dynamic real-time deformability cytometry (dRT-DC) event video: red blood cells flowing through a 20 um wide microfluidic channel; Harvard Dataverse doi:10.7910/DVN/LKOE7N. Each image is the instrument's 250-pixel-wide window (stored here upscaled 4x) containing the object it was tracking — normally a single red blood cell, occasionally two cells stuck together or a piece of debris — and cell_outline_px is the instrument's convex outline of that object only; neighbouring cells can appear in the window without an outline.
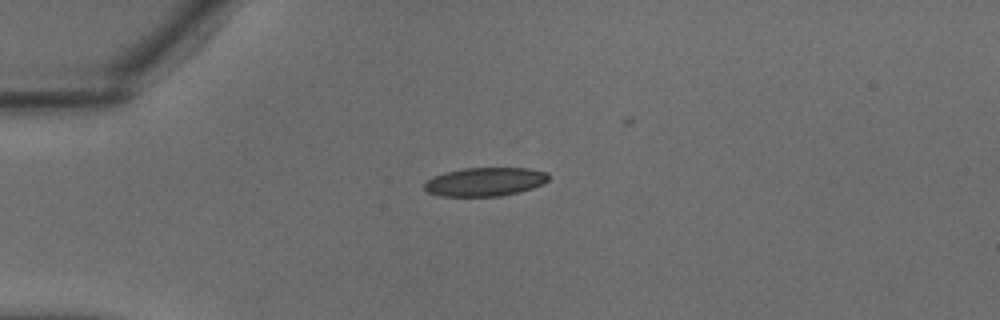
{"species": "common noctule bat (a hibernating species)", "species_latin": "Nyctalus noctula", "temperature_condition": "warm", "stored_images_in_passage": 10, "camera_frame_rate_fps": 3000, "um_per_image_px": 0.085, "animal": {"sex": "male", "body_mass_g": 18.8}, "frame": {"image": 1, "passage_image": 1, "time_ms": 0.0, "image_size_px": [1000, 320], "cell_outline_px": [[548, 180], [544, 184], [532, 188], [500, 196], [440, 196], [428, 192], [424, 188], [424, 184], [428, 180], [444, 172], [464, 168], [528, 168], [548, 172]], "centroid_in_image_um": [41.24, 15.45], "position_along_channel_um": 43.8, "area_um2": 20.63}}
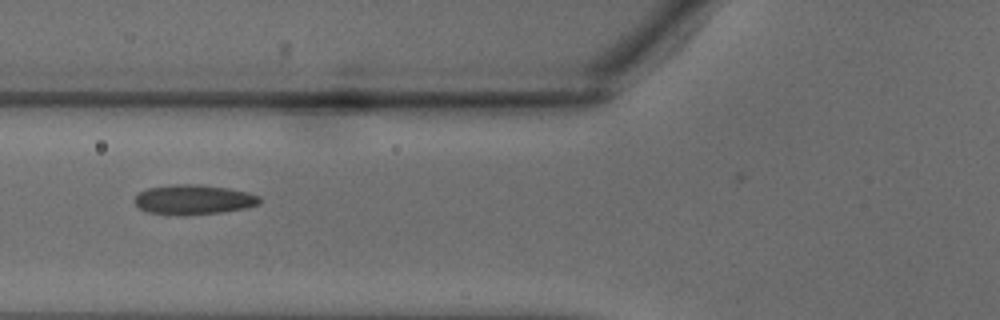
{"frame": {"image": 2, "passage_image": 6, "time_ms": 1.667, "image_size_px": [1000, 320], "cell_outline_px": [[260, 204], [244, 208], [220, 212], [148, 212], [140, 208], [132, 200], [140, 192], [148, 188], [172, 184], [200, 184], [228, 188], [248, 192], [260, 196]], "centroid_in_image_um": [16.49, 16.9], "position_along_channel_um": 109.3, "area_um2": 20.75}}
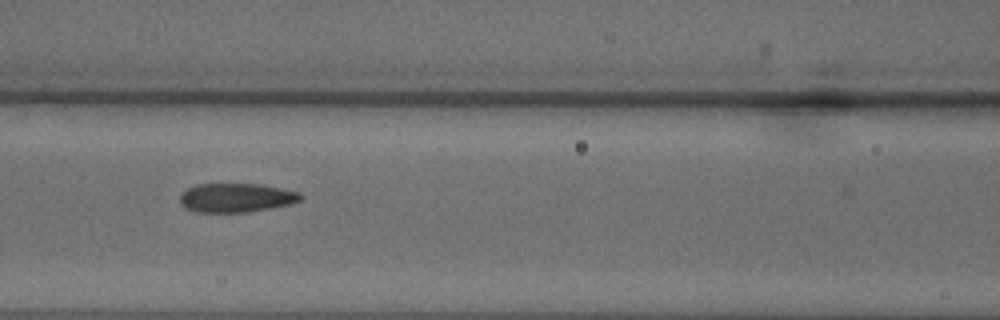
{"frame": {"image": 3, "passage_image": 8, "time_ms": 2.333, "image_size_px": [1000, 320], "cell_outline_px": [[304, 196], [300, 200], [292, 204], [248, 212], [196, 212], [184, 208], [180, 204], [180, 196], [188, 188], [196, 184], [260, 184], [300, 192]], "centroid_in_image_um": [20.08, 16.81], "position_along_channel_um": 146.5, "area_um2": 20.46}}